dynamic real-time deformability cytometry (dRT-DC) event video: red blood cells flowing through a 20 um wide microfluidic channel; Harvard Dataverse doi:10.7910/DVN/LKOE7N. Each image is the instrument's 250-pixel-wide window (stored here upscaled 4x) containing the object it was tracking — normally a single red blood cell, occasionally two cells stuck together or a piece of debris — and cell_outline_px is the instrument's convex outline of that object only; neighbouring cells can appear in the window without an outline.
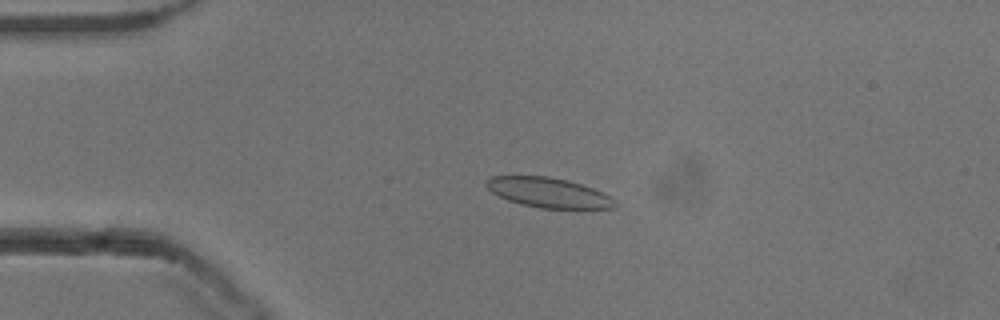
{"species": "common noctule bat (a hibernating species)", "species_latin": "Nyctalus noctula", "temperature_condition": "cold", "stored_images_in_passage": 53, "camera_frame_rate_fps": 3000, "um_per_image_px": 0.085, "animal": {"sex": "male", "body_mass_g": 13.3}, "frame": {"image": 1, "passage_image": 12, "time_ms": 3.667, "image_size_px": [1000, 320], "cell_outline_px": [[616, 208], [540, 208], [520, 204], [508, 200], [492, 192], [484, 184], [492, 176], [548, 176], [568, 180], [592, 188], [616, 200]], "centroid_in_image_um": [46.61, 16.37], "position_along_channel_um": 38.4, "area_um2": 22.14}}
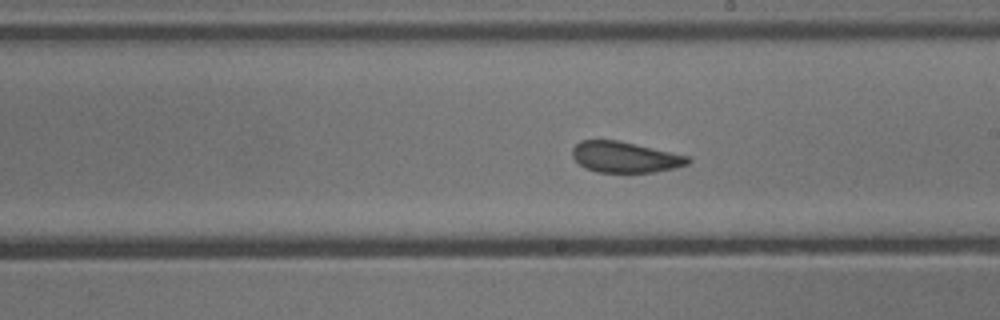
{"frame": {"image": 2, "passage_image": 30, "time_ms": 9.667, "image_size_px": [1000, 320], "cell_outline_px": [[692, 160], [688, 164], [672, 168], [652, 172], [596, 172], [584, 168], [572, 156], [572, 148], [580, 140], [616, 140], [688, 156]], "centroid_in_image_um": [53.08, 13.36], "position_along_channel_um": 235.9, "area_um2": 20.52}}
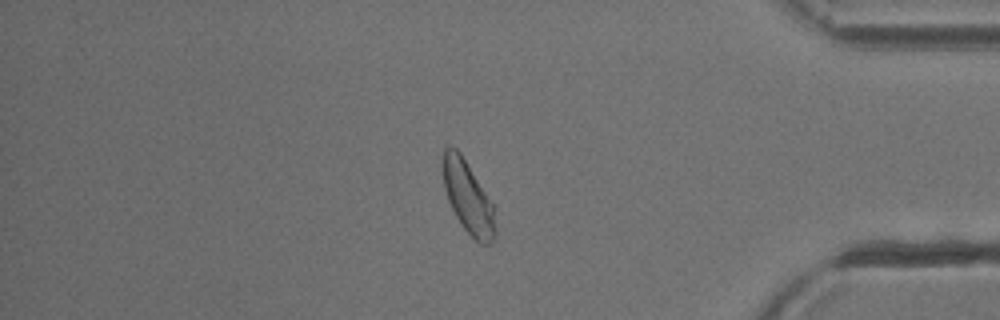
{"frame": {"image": 3, "passage_image": 45, "time_ms": 14.667, "image_size_px": [1000, 320], "cell_outline_px": [[496, 236], [492, 244], [480, 244], [464, 228], [456, 216], [448, 200], [444, 188], [440, 160], [444, 148], [448, 144], [456, 148], [460, 152], [492, 204], [496, 228]], "centroid_in_image_um": [39.73, 16.74], "position_along_channel_um": 395.5, "area_um2": 22.02}, "authors_computed_cell_mechanics": {"area_um2": 22.831, "velocity_mm_per_s": 3.8346, "shape_relaxation_time_tau1_ms": 10.9045, "shape_relaxation_time_tau2_ms": 1.0225, "deformation_change_tau1": 0.1433, "deformation_change_tau2": 0.0703}}